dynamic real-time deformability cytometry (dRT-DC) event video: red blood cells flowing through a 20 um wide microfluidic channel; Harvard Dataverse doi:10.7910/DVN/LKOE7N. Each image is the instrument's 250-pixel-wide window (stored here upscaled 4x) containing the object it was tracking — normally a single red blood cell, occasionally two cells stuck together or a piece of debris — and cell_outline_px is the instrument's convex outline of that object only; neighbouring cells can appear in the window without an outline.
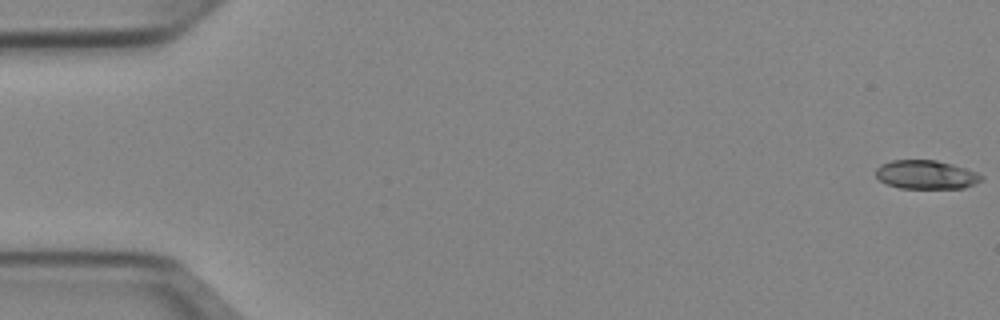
{"species": "Egyptian fruit bat (a non-hibernating species)", "species_latin": "Rousettus aegyptiacus", "temperature_condition": "cold", "stored_images_in_passage": 5, "camera_frame_rate_fps": 3000, "um_per_image_px": 0.085, "animal": {"sex": "female"}, "frame": {"image": 1, "passage_image": 1, "time_ms": 0.0, "image_size_px": [1000, 320], "cell_outline_px": [[984, 180], [976, 184], [964, 188], [900, 188], [888, 184], [880, 180], [876, 176], [876, 168], [880, 164], [892, 160], [936, 160], [952, 164], [976, 172], [984, 176]], "centroid_in_image_um": [78.74, 14.85], "position_along_channel_um": 6.3, "area_um2": 17.74}}